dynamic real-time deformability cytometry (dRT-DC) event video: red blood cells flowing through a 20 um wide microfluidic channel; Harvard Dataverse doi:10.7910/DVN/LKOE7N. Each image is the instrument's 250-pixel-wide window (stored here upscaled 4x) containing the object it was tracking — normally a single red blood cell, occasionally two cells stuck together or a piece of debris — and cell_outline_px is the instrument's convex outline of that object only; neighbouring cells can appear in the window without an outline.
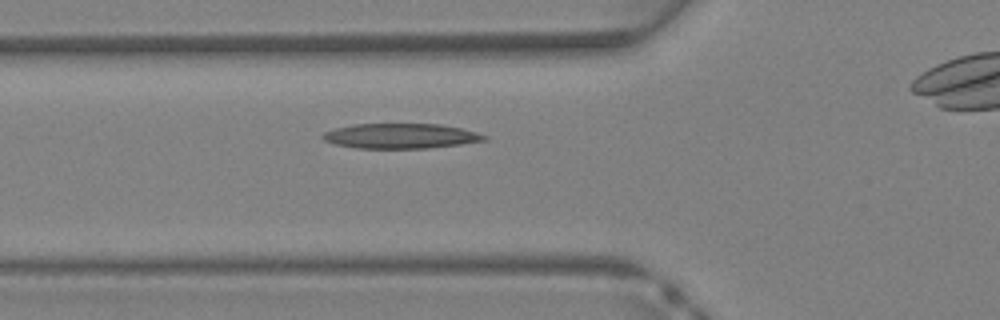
{"species": "Egyptian fruit bat (a non-hibernating species)", "species_latin": "Rousettus aegyptiacus", "temperature_condition": "warm", "stored_images_in_passage": 23, "camera_frame_rate_fps": 3000, "um_per_image_px": 0.085, "animal": {"sex": "female"}, "frame": {"image": 1, "passage_image": 2, "time_ms": 0.333, "image_size_px": [1000, 320], "cell_outline_px": [[488, 140], [460, 144], [428, 148], [356, 148], [336, 144], [324, 140], [320, 136], [324, 132], [336, 128], [352, 124], [440, 124], [460, 128], [476, 132], [488, 136]], "centroid_in_image_um": [34.06, 11.56], "position_along_channel_um": 91.7, "area_um2": 23.47}}
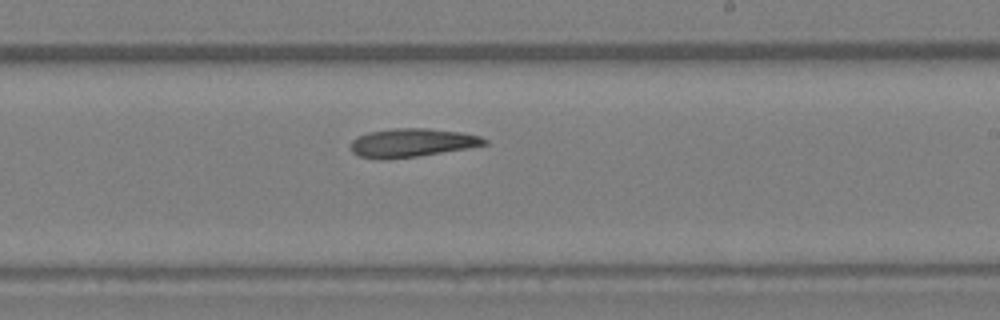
{"frame": {"image": 2, "passage_image": 11, "time_ms": 3.333, "image_size_px": [1000, 320], "cell_outline_px": [[488, 144], [468, 148], [416, 156], [360, 156], [352, 152], [352, 140], [356, 136], [368, 132], [392, 128], [428, 128], [460, 132], [480, 136], [488, 140]], "centroid_in_image_um": [35.09, 12.08], "position_along_channel_um": 253.9, "area_um2": 21.39}}
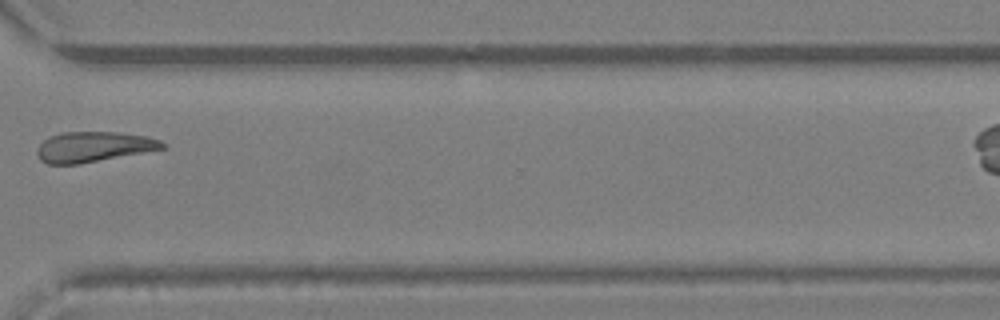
{"frame": {"image": 3, "passage_image": 17, "time_ms": 5.333, "image_size_px": [1000, 320], "cell_outline_px": [[168, 148], [80, 164], [48, 164], [40, 160], [36, 152], [36, 148], [48, 136], [64, 132], [116, 132], [144, 136], [160, 140], [168, 144]], "centroid_in_image_um": [7.97, 12.48], "position_along_channel_um": 362.6, "area_um2": 22.31}}